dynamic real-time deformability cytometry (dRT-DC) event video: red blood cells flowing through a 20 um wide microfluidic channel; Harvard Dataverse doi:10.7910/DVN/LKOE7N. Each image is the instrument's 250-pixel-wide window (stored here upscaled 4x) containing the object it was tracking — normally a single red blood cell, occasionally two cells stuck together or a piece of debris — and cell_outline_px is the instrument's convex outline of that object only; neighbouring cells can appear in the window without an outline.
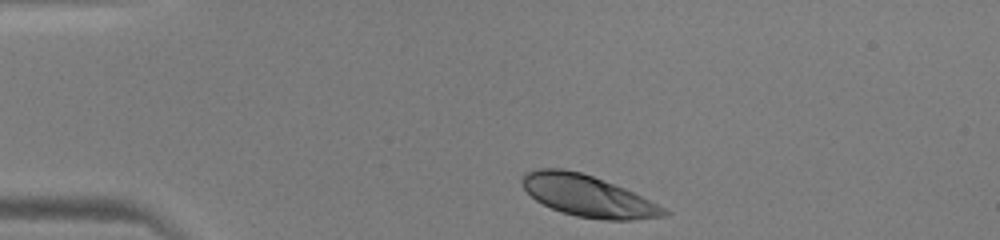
{"species": "human", "species_latin": "Homo sapiens", "temperature_condition": "warm", "stored_images_in_passage": 33, "camera_frame_rate_fps": 3000, "um_per_image_px": 0.085, "donor": {"sex": "male"}, "frame": {"image": 1, "passage_image": 1, "time_ms": 0.0, "image_size_px": [1000, 240], "cell_outline_px": [[672, 212], [668, 216], [632, 220], [604, 220], [576, 216], [560, 212], [536, 200], [524, 188], [520, 180], [524, 172], [540, 168], [564, 168], [580, 172], [592, 176], [624, 188]], "centroid_in_image_um": [49.94, 16.66], "position_along_channel_um": 35.1, "area_um2": 34.04}}
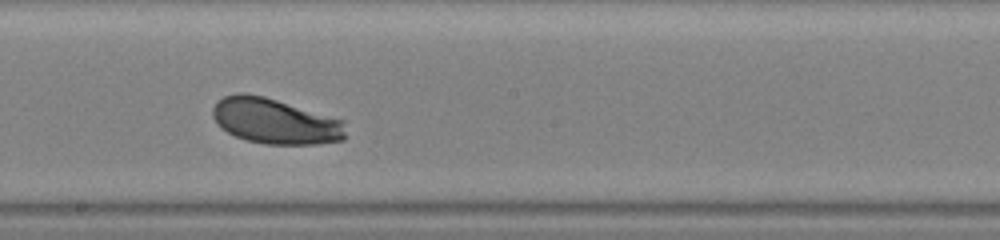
{"frame": {"image": 2, "passage_image": 18, "time_ms": 5.667, "image_size_px": [1000, 240], "cell_outline_px": [[344, 140], [316, 144], [264, 144], [248, 140], [236, 136], [220, 128], [216, 124], [212, 116], [212, 108], [224, 96], [236, 92], [244, 92], [264, 96], [344, 120]], "centroid_in_image_um": [23.35, 10.29], "position_along_channel_um": 224.9, "area_um2": 35.26}}
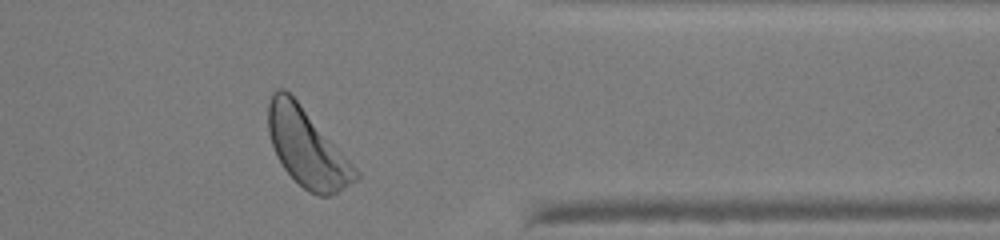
{"frame": {"image": 3, "passage_image": 30, "time_ms": 9.667, "image_size_px": [1000, 240], "cell_outline_px": [[360, 176], [356, 180], [336, 192], [328, 196], [320, 196], [308, 192], [284, 168], [276, 156], [268, 132], [268, 104], [272, 92], [276, 88], [284, 88], [296, 100], [360, 172]], "centroid_in_image_um": [26.07, 12.56], "position_along_channel_um": 385.3, "area_um2": 38.73}}